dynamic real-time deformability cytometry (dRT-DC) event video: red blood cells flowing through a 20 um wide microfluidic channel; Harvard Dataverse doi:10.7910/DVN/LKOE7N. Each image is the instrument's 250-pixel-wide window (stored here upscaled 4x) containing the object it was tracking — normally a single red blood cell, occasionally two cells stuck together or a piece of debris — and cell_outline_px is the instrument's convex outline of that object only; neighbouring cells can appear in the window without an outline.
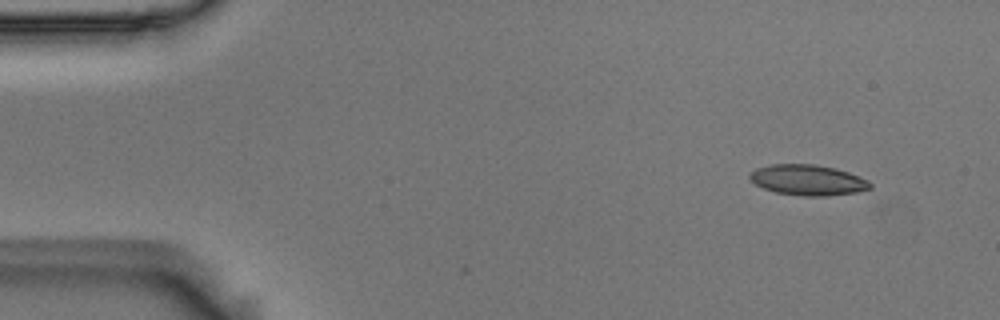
{"species": "Egyptian fruit bat (a non-hibernating species)", "species_latin": "Rousettus aegyptiacus", "temperature_condition": "room temperature", "stored_images_in_passage": 3, "camera_frame_rate_fps": 3000, "um_per_image_px": 0.085, "animal": {"sex": "male"}, "frame": {"image": 1, "passage_image": 3, "time_ms": 0.667, "image_size_px": [1000, 320], "cell_outline_px": [[872, 188], [856, 192], [824, 196], [804, 196], [776, 192], [764, 188], [756, 184], [748, 176], [756, 168], [768, 164], [812, 164], [836, 168], [848, 172], [868, 180], [872, 184]], "centroid_in_image_um": [68.67, 15.29], "position_along_channel_um": 16.3, "area_um2": 21.33}}